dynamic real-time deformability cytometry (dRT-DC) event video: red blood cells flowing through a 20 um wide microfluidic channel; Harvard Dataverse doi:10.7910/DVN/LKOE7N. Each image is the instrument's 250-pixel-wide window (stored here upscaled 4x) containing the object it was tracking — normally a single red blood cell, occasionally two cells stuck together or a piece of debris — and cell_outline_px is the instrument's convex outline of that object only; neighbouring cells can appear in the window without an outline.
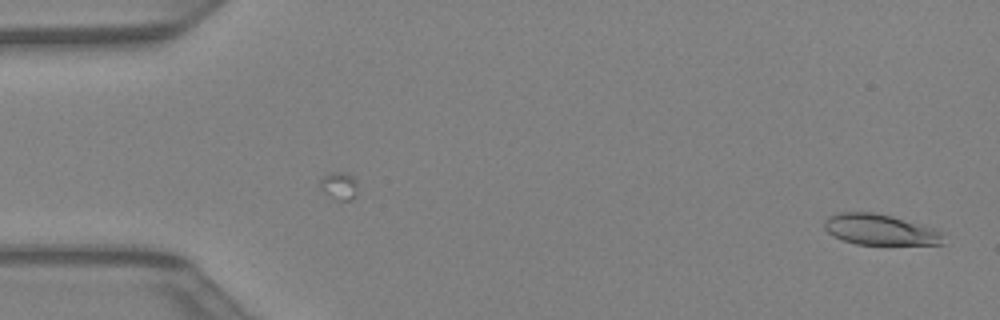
{"species": "Egyptian fruit bat (a non-hibernating species)", "species_latin": "Rousettus aegyptiacus", "temperature_condition": "warm", "stored_images_in_passage": 8, "camera_frame_rate_fps": 3000, "um_per_image_px": 0.085, "animal": {"sex": "female"}, "frame": {"image": 1, "passage_image": 1, "time_ms": 0.0, "image_size_px": [1000, 320], "cell_outline_px": [[944, 244], [856, 244], [844, 240], [828, 232], [824, 228], [824, 220], [828, 216], [840, 212], [872, 212], [892, 216], [932, 228], [940, 232]], "centroid_in_image_um": [74.75, 19.51], "position_along_channel_um": 10.3, "area_um2": 20.92}}